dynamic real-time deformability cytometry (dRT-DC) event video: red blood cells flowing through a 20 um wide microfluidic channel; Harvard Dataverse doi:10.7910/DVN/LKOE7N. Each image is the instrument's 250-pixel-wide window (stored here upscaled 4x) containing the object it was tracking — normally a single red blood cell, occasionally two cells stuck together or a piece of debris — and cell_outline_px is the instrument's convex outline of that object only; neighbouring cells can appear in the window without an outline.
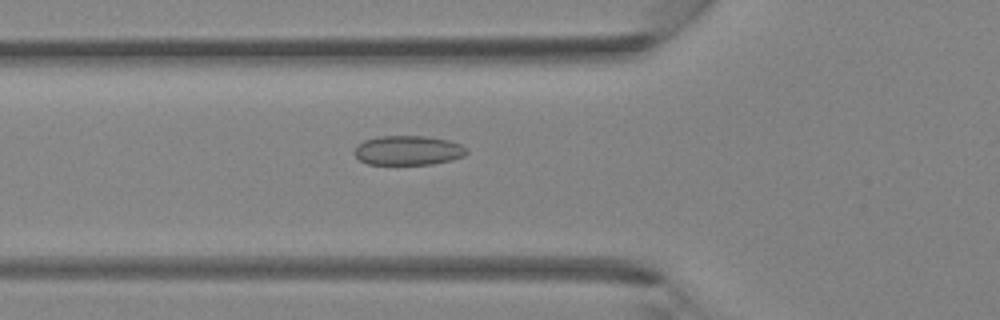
{"species": "Egyptian fruit bat (a non-hibernating species)", "species_latin": "Rousettus aegyptiacus", "temperature_condition": "room temperature", "stored_images_in_passage": 40, "camera_frame_rate_fps": 3000, "um_per_image_px": 0.085, "animal": {"sex": "female"}, "frame": {"image": 1, "passage_image": 15, "time_ms": 4.667, "image_size_px": [1000, 320], "cell_outline_px": [[468, 152], [464, 156], [452, 160], [432, 164], [368, 164], [360, 160], [352, 152], [364, 140], [380, 136], [424, 136], [448, 140], [460, 144], [468, 148]], "centroid_in_image_um": [34.72, 12.78], "position_along_channel_um": 91.1, "area_um2": 19.25}}
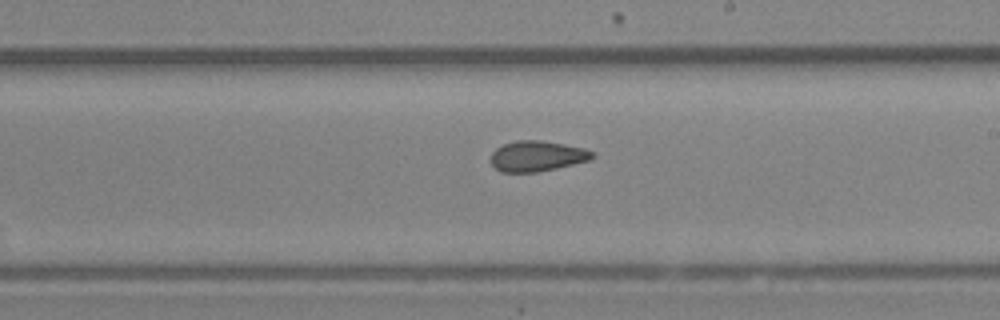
{"frame": {"image": 2, "passage_image": 24, "time_ms": 7.667, "image_size_px": [1000, 320], "cell_outline_px": [[596, 156], [592, 160], [556, 168], [536, 172], [500, 172], [492, 164], [492, 152], [496, 148], [504, 144], [516, 140], [540, 140], [564, 144], [584, 148], [596, 152]], "centroid_in_image_um": [45.7, 13.26], "position_along_channel_um": 243.3, "area_um2": 18.15}}
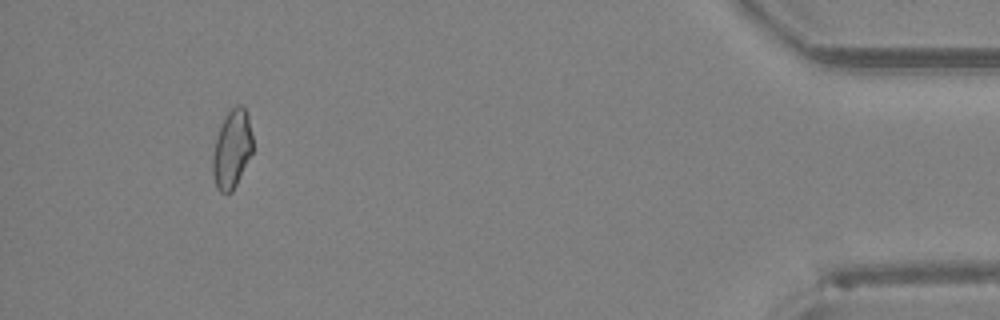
{"frame": {"image": 3, "passage_image": 38, "time_ms": 12.333, "image_size_px": [1000, 320], "cell_outline_px": [[252, 152], [232, 192], [220, 192], [216, 188], [212, 172], [212, 156], [216, 136], [224, 116], [236, 104], [240, 104], [244, 108], [248, 116], [252, 136]], "centroid_in_image_um": [19.69, 12.66], "position_along_channel_um": 415.5, "area_um2": 18.21}}